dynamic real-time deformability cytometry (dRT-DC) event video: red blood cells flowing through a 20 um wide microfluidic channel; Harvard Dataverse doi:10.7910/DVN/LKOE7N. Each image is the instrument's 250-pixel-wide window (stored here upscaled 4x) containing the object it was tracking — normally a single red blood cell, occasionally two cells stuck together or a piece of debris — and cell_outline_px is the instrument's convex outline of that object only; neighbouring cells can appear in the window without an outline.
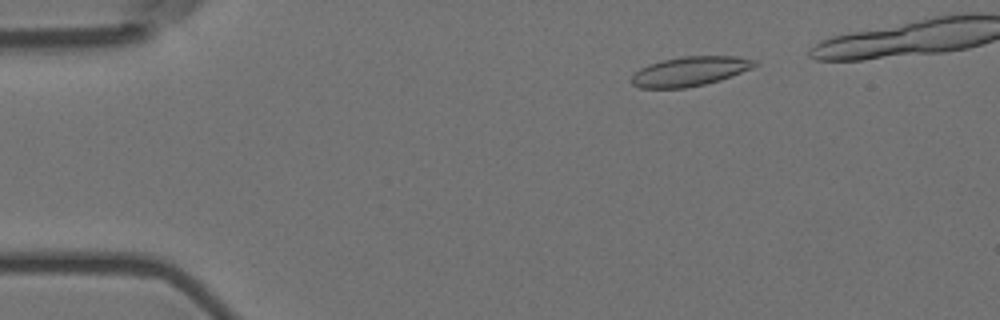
{"species": "Egyptian fruit bat (a non-hibernating species)", "species_latin": "Rousettus aegyptiacus", "temperature_condition": "room temperature", "stored_images_in_passage": 5, "camera_frame_rate_fps": 3000, "um_per_image_px": 0.085, "animal": {"sex": "female"}, "frame": {"image": 1, "passage_image": 2, "time_ms": 0.333, "image_size_px": [1000, 320], "cell_outline_px": [[760, 64], [752, 68], [720, 80], [704, 84], [684, 88], [640, 88], [632, 84], [628, 80], [640, 68], [648, 64], [664, 60], [684, 56], [736, 56], [756, 60]], "centroid_in_image_um": [58.64, 6.06], "position_along_channel_um": 26.4, "area_um2": 21.15}}